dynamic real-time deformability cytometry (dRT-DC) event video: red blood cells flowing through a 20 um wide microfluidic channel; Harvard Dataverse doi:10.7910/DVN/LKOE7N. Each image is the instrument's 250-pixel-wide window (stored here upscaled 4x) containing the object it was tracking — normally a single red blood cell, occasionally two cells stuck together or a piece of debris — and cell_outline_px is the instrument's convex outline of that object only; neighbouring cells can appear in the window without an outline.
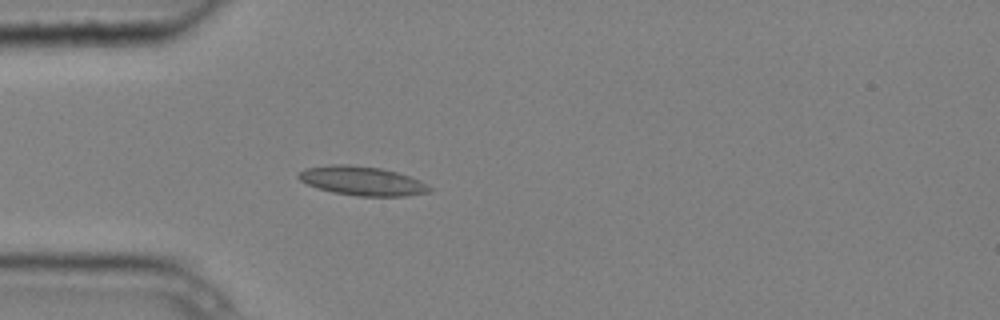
{"species": "common noctule bat (a hibernating species)", "species_latin": "Nyctalus noctula", "temperature_condition": "cold", "stored_images_in_passage": 2, "camera_frame_rate_fps": 3000, "um_per_image_px": 0.085, "animal": {"sex": "male", "body_mass_g": 20.4}, "frame": {"image": 1, "passage_image": 2, "time_ms": 0.333, "image_size_px": [1000, 320], "cell_outline_px": [[432, 192], [404, 196], [356, 196], [332, 192], [308, 184], [300, 180], [296, 176], [304, 168], [332, 164], [348, 164], [380, 168], [396, 172], [420, 180], [428, 184], [432, 188]], "centroid_in_image_um": [30.8, 15.38], "position_along_channel_um": 54.2, "area_um2": 22.2}}